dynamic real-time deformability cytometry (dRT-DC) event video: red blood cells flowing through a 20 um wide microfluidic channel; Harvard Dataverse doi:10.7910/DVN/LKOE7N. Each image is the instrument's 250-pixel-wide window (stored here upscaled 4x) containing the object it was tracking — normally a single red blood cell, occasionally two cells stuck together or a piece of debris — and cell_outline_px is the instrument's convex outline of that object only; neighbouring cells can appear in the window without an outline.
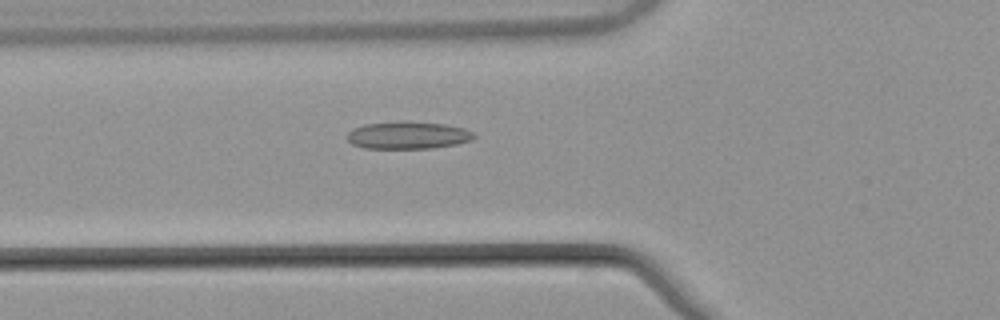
{"species": "common noctule bat (a hibernating species)", "species_latin": "Nyctalus noctula", "temperature_condition": "warm", "stored_images_in_passage": 54, "camera_frame_rate_fps": 3000, "um_per_image_px": 0.085, "animal": {"sex": "male", "body_mass_g": 21.5, "forearm_length_mm": 52.0}, "frame": {"image": 1, "passage_image": 20, "time_ms": 6.333, "image_size_px": [1000, 320], "cell_outline_px": [[476, 136], [472, 140], [456, 144], [432, 148], [364, 148], [352, 144], [348, 140], [348, 132], [352, 128], [364, 124], [444, 124], [464, 128], [472, 132]], "centroid_in_image_um": [34.68, 11.54], "position_along_channel_um": 91.1, "area_um2": 19.25}}
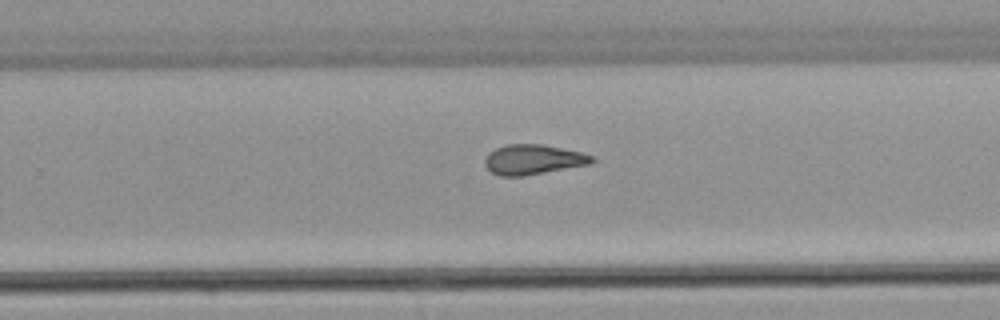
{"frame": {"image": 2, "passage_image": 35, "time_ms": 11.333, "image_size_px": [1000, 320], "cell_outline_px": [[596, 160], [592, 164], [524, 176], [500, 176], [492, 172], [484, 164], [484, 160], [488, 152], [496, 148], [508, 144], [544, 144], [580, 152], [592, 156]], "centroid_in_image_um": [45.32, 13.56], "position_along_channel_um": 284.5, "area_um2": 18.79}}
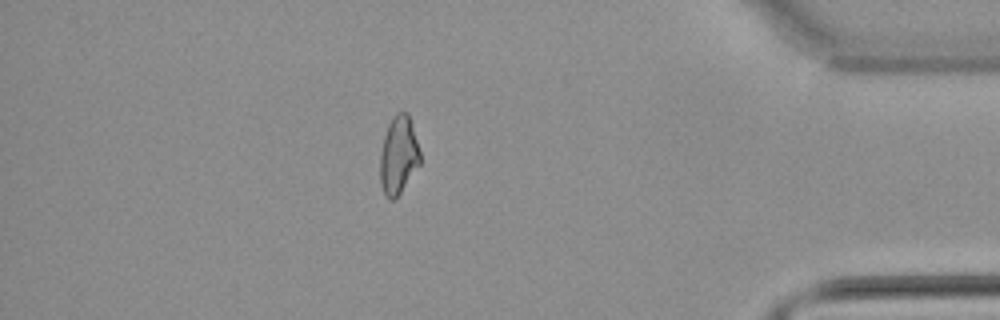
{"frame": {"image": 3, "passage_image": 47, "time_ms": 15.333, "image_size_px": [1000, 320], "cell_outline_px": [[420, 164], [400, 192], [392, 200], [388, 200], [384, 196], [380, 184], [380, 152], [384, 136], [388, 124], [392, 116], [396, 112], [408, 112], [420, 152]], "centroid_in_image_um": [33.85, 13.19], "position_along_channel_um": 401.4, "area_um2": 18.21}, "authors_computed_cell_mechanics": {"area_um2": 19.074, "velocity_mm_per_s": 3.8642, "shape_relaxation_time_tau1_ms": 8.4089, "shape_relaxation_time_tau2_ms": 3.8064, "deformation_change_tau1": 0.2048, "deformation_change_tau2": 0.1344}}